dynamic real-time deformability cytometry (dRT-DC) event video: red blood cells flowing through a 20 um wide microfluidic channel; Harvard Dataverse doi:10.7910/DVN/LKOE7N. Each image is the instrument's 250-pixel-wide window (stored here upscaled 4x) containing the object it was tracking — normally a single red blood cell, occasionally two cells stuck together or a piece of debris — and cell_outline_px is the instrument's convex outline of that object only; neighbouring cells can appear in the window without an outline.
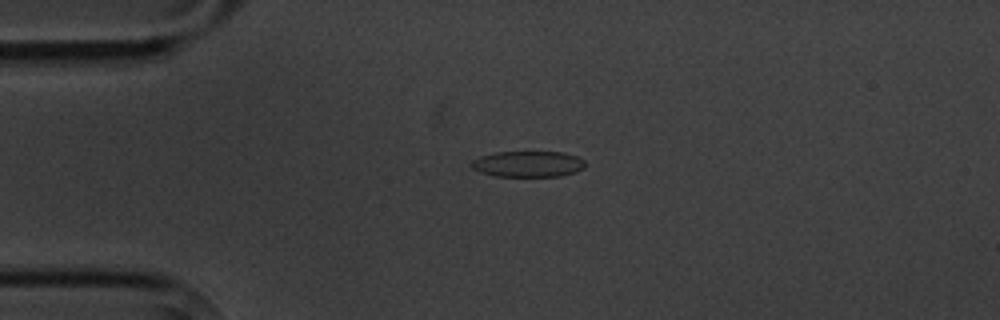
{"species": "common noctule bat (a hibernating species)", "species_latin": "Nyctalus noctula", "temperature_condition": "cold", "stored_images_in_passage": 5, "camera_frame_rate_fps": 3000, "um_per_image_px": 0.085, "animal": {"sex": "male", "body_mass_g": 20.1, "forearm_length_mm": 53.5}, "frame": {"image": 1, "passage_image": 4, "time_ms": 3.667, "image_size_px": [1000, 320], "cell_outline_px": [[584, 168], [576, 172], [560, 176], [496, 176], [480, 172], [472, 168], [468, 164], [472, 160], [480, 156], [496, 152], [564, 152], [576, 156], [584, 160]], "centroid_in_image_um": [44.86, 13.94], "position_along_channel_um": 40.1, "area_um2": 17.28}}